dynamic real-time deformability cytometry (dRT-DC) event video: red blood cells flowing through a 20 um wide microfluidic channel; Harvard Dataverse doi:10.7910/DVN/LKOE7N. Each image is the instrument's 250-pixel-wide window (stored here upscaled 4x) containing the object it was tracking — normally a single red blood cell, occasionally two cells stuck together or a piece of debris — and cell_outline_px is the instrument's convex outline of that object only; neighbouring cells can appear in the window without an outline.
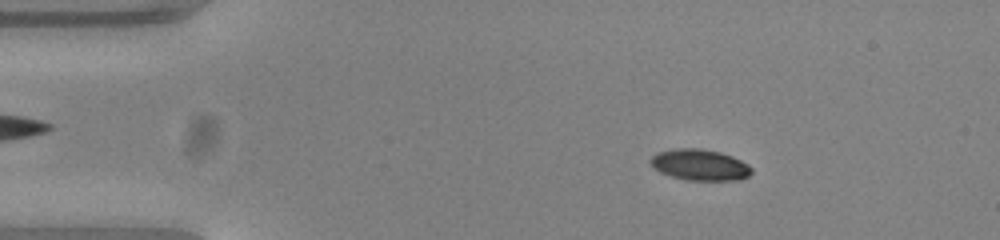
{"species": "common noctule bat (a hibernating species)", "species_latin": "Nyctalus noctula", "temperature_condition": "warm", "stored_images_in_passage": 53, "camera_frame_rate_fps": 3000, "um_per_image_px": 0.085, "animal": {"sex": "female", "body_mass_g": 23.0, "forearm_length_mm": 53.4}, "frame": {"image": 1, "passage_image": 8, "time_ms": 2.333, "image_size_px": [1000, 240], "cell_outline_px": [[752, 172], [748, 176], [740, 180], [684, 180], [660, 172], [652, 168], [648, 160], [656, 152], [672, 148], [700, 148], [720, 152], [732, 156], [748, 164], [752, 168]], "centroid_in_image_um": [59.45, 14.0], "position_along_channel_um": 25.6, "area_um2": 18.61}}
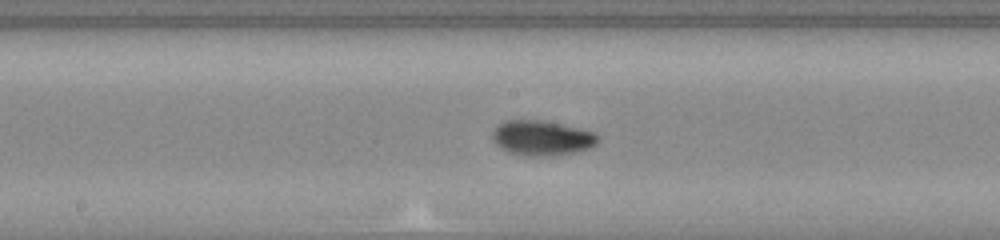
{"frame": {"image": 2, "passage_image": 27, "time_ms": 8.667, "image_size_px": [1000, 240], "cell_outline_px": [[600, 140], [596, 144], [588, 148], [576, 152], [548, 156], [528, 156], [508, 152], [500, 148], [492, 140], [492, 132], [504, 120], [544, 120], [580, 128], [596, 132], [600, 136]], "centroid_in_image_um": [46.08, 11.72], "position_along_channel_um": 202.1, "area_um2": 21.73}}
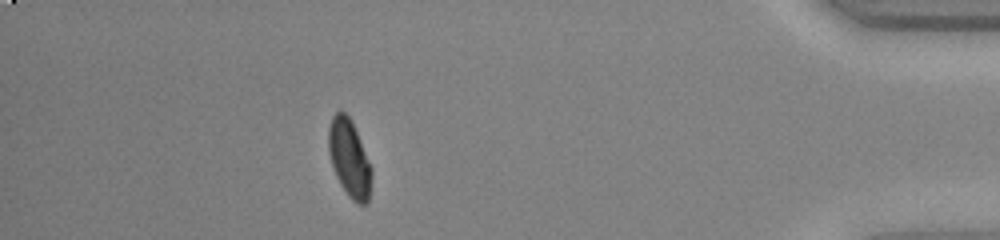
{"frame": {"image": 3, "passage_image": 47, "time_ms": 15.333, "image_size_px": [1000, 240], "cell_outline_px": [[372, 176], [368, 200], [364, 204], [356, 204], [348, 196], [340, 184], [336, 176], [328, 152], [328, 128], [332, 116], [340, 108], [352, 120], [372, 168]], "centroid_in_image_um": [29.68, 13.43], "position_along_channel_um": 405.5, "area_um2": 19.59}, "authors_computed_cell_mechanics": {"area_um2": 19.5364, "velocity_mm_per_s": 3.8377, "shape_relaxation_time_tau1_ms": 2.4784, "shape_relaxation_time_tau2_ms": 2.2361, "deformation_change_tau1": 0.1568, "deformation_change_tau2": 0.049}}